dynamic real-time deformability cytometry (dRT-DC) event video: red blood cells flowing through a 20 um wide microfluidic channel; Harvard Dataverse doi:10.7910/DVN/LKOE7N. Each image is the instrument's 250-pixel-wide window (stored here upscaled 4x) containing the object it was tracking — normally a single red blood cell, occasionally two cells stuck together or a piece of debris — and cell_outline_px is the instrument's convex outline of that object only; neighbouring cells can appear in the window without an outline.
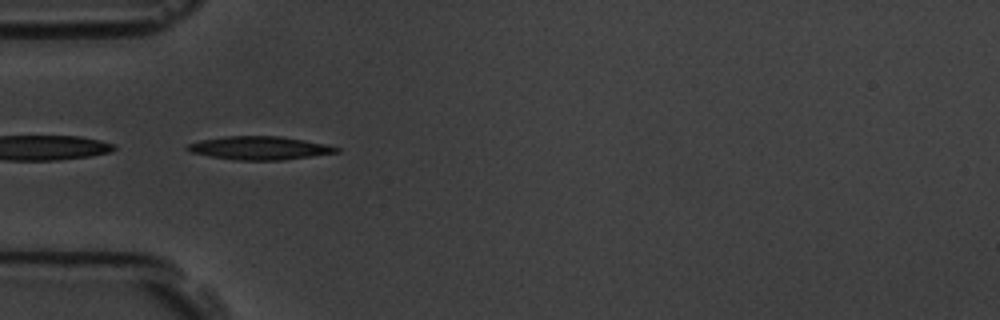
{"species": "common noctule bat (a hibernating species)", "species_latin": "Nyctalus noctula", "temperature_condition": "room temperature", "stored_images_in_passage": 5, "camera_frame_rate_fps": 3000, "um_per_image_px": 0.085, "animal": {"sex": "male", "body_mass_g": 19.5, "forearm_length_mm": 54.6}, "frame": {"image": 1, "passage_image": 4, "time_ms": 4.333, "image_size_px": [1000, 320], "cell_outline_px": [[340, 152], [284, 160], [240, 160], [212, 156], [192, 152], [184, 148], [188, 144], [200, 140], [224, 136], [280, 136], [304, 140], [324, 144], [340, 148]], "centroid_in_image_um": [22.07, 12.57], "position_along_channel_um": 62.9, "area_um2": 20.06}}
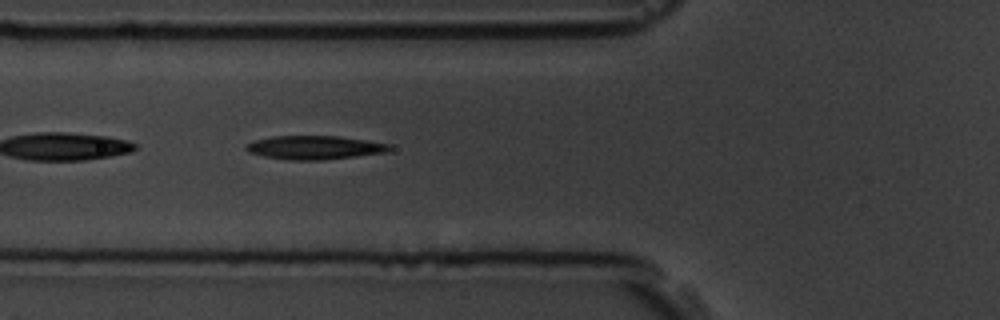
{"frame": {"image": 2, "passage_image": 5, "time_ms": 5.333, "image_size_px": [1000, 320], "cell_outline_px": [[392, 148], [384, 152], [320, 160], [292, 160], [264, 156], [248, 152], [244, 148], [248, 144], [256, 140], [272, 136], [340, 136], [388, 144]], "centroid_in_image_um": [26.68, 12.53], "position_along_channel_um": 99.1, "area_um2": 19.31}}